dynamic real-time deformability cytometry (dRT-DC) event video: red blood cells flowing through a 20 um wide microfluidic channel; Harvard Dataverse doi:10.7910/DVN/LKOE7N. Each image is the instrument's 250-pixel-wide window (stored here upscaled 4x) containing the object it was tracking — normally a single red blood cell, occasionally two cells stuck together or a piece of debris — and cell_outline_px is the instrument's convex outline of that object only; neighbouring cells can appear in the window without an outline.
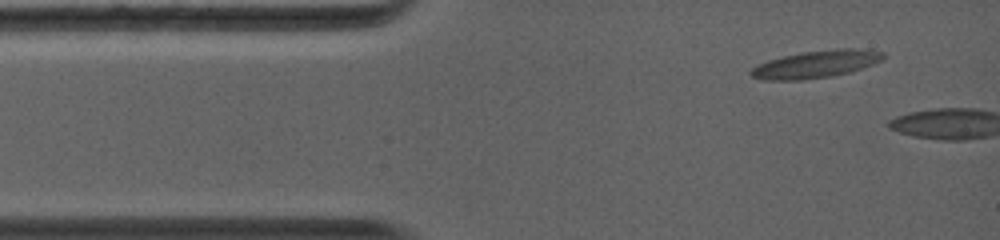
{"species": "common noctule bat (a hibernating species)", "species_latin": "Nyctalus noctula", "temperature_condition": "warm", "stored_images_in_passage": 2, "camera_frame_rate_fps": 5000, "um_per_image_px": 0.085, "animal": {"sex": "female", "body_mass_g": 19.0, "forearm_length_mm": 56.7}, "frame": {"image": 1, "passage_image": 1, "time_ms": 0.0, "image_size_px": [1000, 240], "cell_outline_px": [[884, 60], [848, 72], [832, 76], [800, 80], [764, 80], [752, 76], [748, 72], [756, 64], [768, 60], [800, 52], [836, 48], [860, 48], [884, 52]], "centroid_in_image_um": [69.35, 5.44], "position_along_channel_um": 15.7, "area_um2": 21.21}}